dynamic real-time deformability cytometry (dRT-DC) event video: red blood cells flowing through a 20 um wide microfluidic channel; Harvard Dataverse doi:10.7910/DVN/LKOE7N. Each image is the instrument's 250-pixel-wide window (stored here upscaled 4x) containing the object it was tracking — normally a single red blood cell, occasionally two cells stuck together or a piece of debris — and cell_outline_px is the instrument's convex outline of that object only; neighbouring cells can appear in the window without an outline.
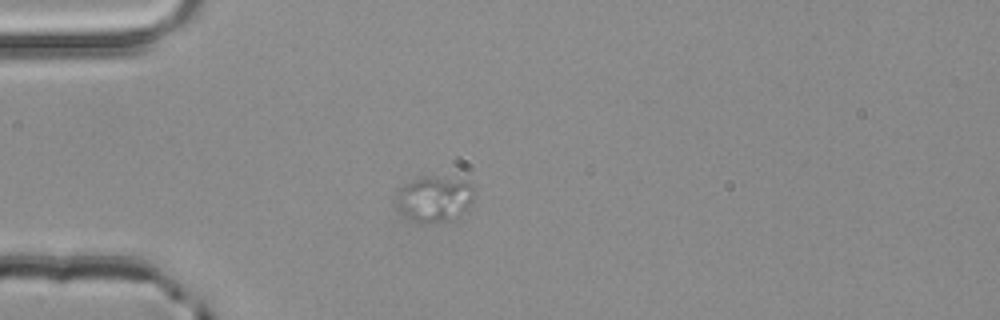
{"species": "common noctule bat (a hibernating species)", "species_latin": "Nyctalus noctula", "temperature_condition": "room temperature", "stored_images_in_passage": 2, "camera_frame_rate_fps": 3000, "um_per_image_px": 0.085, "animal": {"sex": "male", "body_mass_g": 20.4}, "frame": {"image": 1, "passage_image": 2, "time_ms": 0.333, "image_size_px": [1000, 320], "cell_outline_px": [[472, 200], [460, 216], [456, 220], [420, 224], [416, 224], [400, 212], [392, 200], [400, 188], [404, 184], [424, 176], [428, 176], [460, 180], [468, 184], [472, 188]], "centroid_in_image_um": [36.82, 16.96], "position_along_channel_um": 48.2, "area_um2": 20.92}}